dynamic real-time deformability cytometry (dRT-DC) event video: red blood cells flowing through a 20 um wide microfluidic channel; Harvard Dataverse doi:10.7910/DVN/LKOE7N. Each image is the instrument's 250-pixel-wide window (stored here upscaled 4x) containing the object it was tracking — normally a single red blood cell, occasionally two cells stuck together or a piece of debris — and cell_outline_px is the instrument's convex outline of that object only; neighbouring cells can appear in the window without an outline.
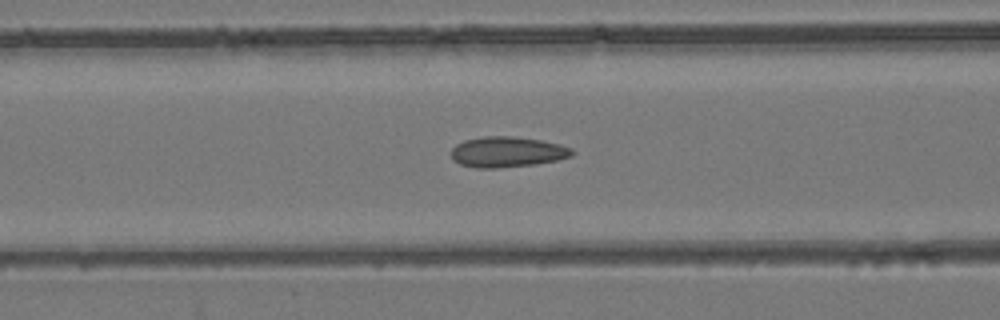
{"species": "common noctule bat (a hibernating species)", "species_latin": "Nyctalus noctula", "temperature_condition": "room temperature", "stored_images_in_passage": 43, "camera_frame_rate_fps": 3000, "um_per_image_px": 0.085, "animal": {"sex": "female", "body_mass_g": 24.6, "forearm_length_mm": 56.2}, "frame": {"image": 1, "passage_image": 22, "time_ms": 7.0, "image_size_px": [1000, 320], "cell_outline_px": [[576, 152], [572, 156], [556, 160], [536, 164], [496, 168], [476, 168], [460, 164], [452, 160], [452, 148], [456, 144], [464, 140], [484, 136], [512, 136], [540, 140], [560, 144], [572, 148]], "centroid_in_image_um": [43.12, 12.91], "position_along_channel_um": 123.5, "area_um2": 21.62}}
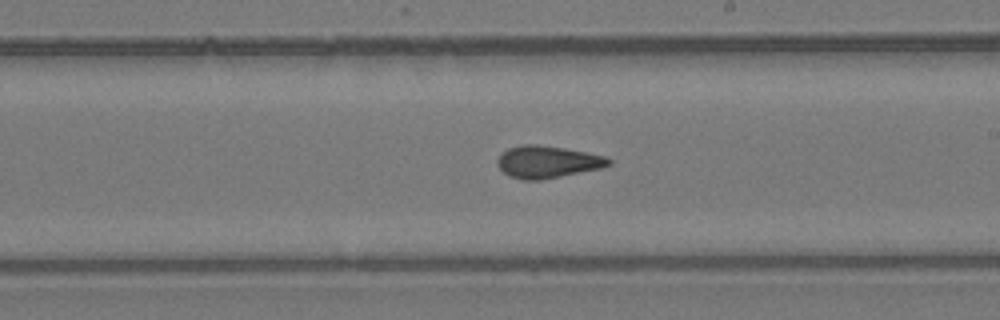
{"frame": {"image": 2, "passage_image": 31, "time_ms": 10.0, "image_size_px": [1000, 320], "cell_outline_px": [[612, 164], [604, 168], [540, 180], [524, 180], [508, 176], [496, 164], [496, 160], [508, 148], [524, 144], [536, 144], [564, 148], [604, 156], [612, 160]], "centroid_in_image_um": [46.55, 13.77], "position_along_channel_um": 242.5, "area_um2": 20.87}}
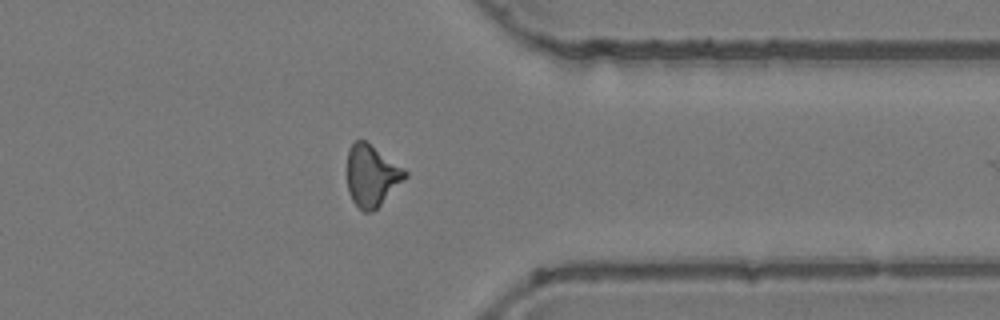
{"frame": {"image": 3, "passage_image": 42, "time_ms": 13.667, "image_size_px": [1000, 320], "cell_outline_px": [[408, 176], [372, 212], [364, 212], [352, 200], [348, 192], [348, 148], [356, 140], [364, 140], [404, 168], [408, 172]], "centroid_in_image_um": [31.59, 14.93], "position_along_channel_um": 379.8, "area_um2": 20.4}}